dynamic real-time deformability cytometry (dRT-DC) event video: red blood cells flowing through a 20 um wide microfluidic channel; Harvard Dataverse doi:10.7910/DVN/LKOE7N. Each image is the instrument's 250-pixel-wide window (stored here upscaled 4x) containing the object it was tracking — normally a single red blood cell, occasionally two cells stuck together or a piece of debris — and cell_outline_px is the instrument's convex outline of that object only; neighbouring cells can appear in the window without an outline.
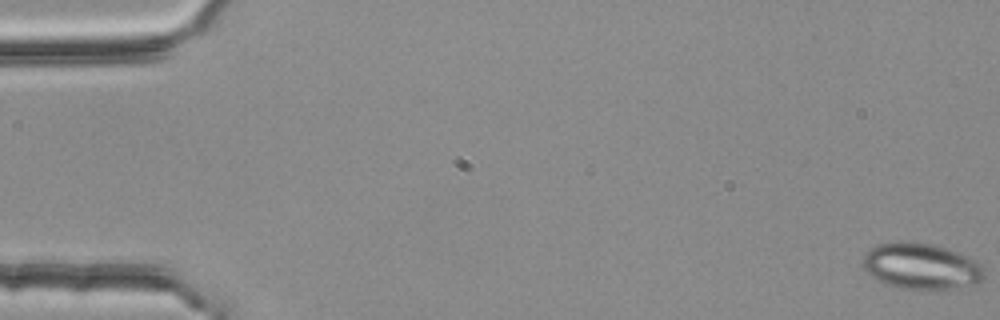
{"species": "common noctule bat (a hibernating species)", "species_latin": "Nyctalus noctula", "temperature_condition": "room temperature", "stored_images_in_passage": 54, "camera_frame_rate_fps": 3000, "um_per_image_px": 0.085, "animal": {"sex": "female", "body_mass_g": 25.1}, "frame": {"image": 1, "passage_image": 1, "time_ms": 0.0, "image_size_px": [1000, 320], "cell_outline_px": [[984, 276], [980, 280], [972, 284], [956, 288], [928, 292], [900, 288], [884, 284], [872, 276], [860, 264], [860, 260], [876, 244], [900, 240], [908, 240], [936, 244], [948, 248], [968, 256], [976, 260], [984, 268]], "centroid_in_image_um": [78.28, 22.63], "position_along_channel_um": 6.7, "area_um2": 33.64}}
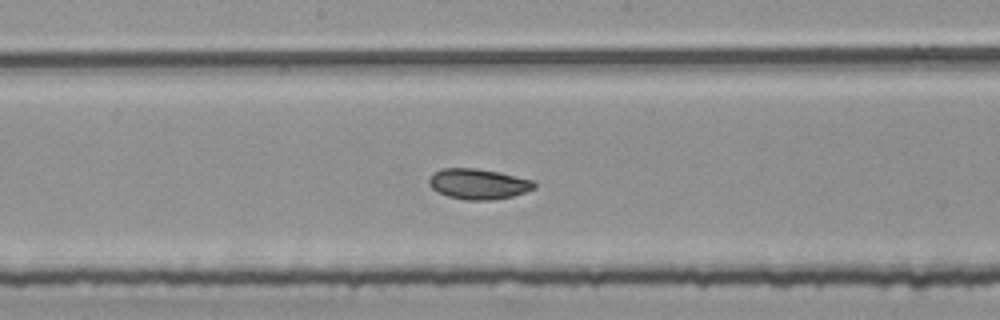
{"frame": {"image": 2, "passage_image": 30, "time_ms": 9.667, "image_size_px": [1000, 320], "cell_outline_px": [[536, 188], [512, 196], [492, 200], [464, 200], [448, 196], [436, 192], [428, 184], [428, 180], [440, 168], [476, 168], [496, 172], [532, 180], [536, 184]], "centroid_in_image_um": [40.63, 15.64], "position_along_channel_um": 207.6, "area_um2": 18.55}}
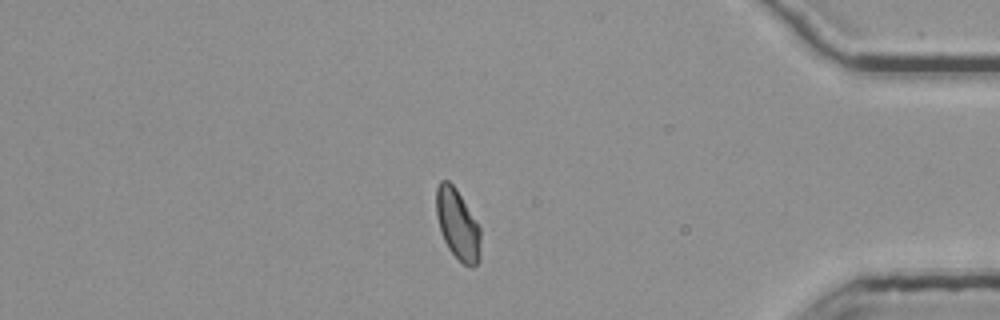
{"frame": {"image": 3, "passage_image": 48, "time_ms": 15.667, "image_size_px": [1000, 320], "cell_outline_px": [[480, 260], [472, 268], [468, 268], [448, 248], [444, 240], [436, 216], [436, 188], [440, 180], [448, 180], [456, 188], [480, 228]], "centroid_in_image_um": [38.89, 19.08], "position_along_channel_um": 396.3, "area_um2": 18.09}, "authors_computed_cell_mechanics": {"area_um2": 18.6983, "velocity_mm_per_s": 3.744, "shape_relaxation_time_tau1_ms": null, "shape_relaxation_time_tau2_ms": 3.5005, "deformation_change_tau1": null, "deformation_change_tau2": 0.0459}}